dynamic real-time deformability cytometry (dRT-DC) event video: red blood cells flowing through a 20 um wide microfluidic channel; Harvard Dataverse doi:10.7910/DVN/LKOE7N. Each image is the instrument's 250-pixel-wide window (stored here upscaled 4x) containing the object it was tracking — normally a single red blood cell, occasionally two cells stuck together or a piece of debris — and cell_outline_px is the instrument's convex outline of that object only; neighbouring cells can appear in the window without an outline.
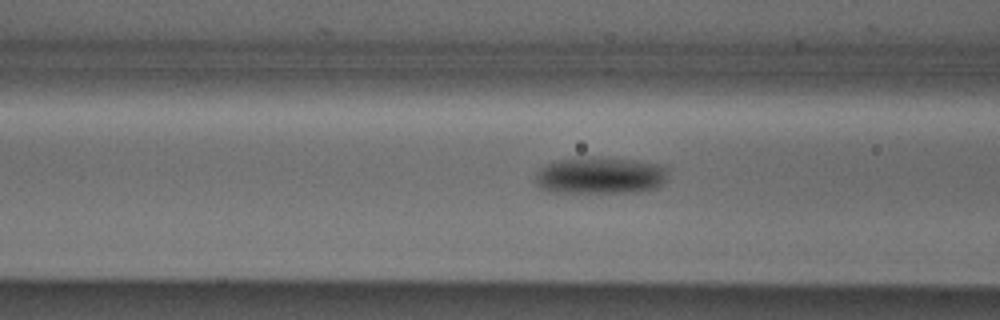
{"species": "Egyptian fruit bat (a non-hibernating species)", "species_latin": "Rousettus aegyptiacus", "temperature_condition": "cold", "stored_images_in_passage": 16, "camera_frame_rate_fps": 3000, "um_per_image_px": 0.085, "animal": {"sex": "male"}, "frame": {"image": 1, "passage_image": 14, "time_ms": 4.333, "image_size_px": [1000, 320], "cell_outline_px": [[668, 168], [664, 184], [656, 188], [636, 192], [552, 192], [540, 188], [536, 184], [536, 172], [544, 164], [556, 160], [592, 156], [640, 160], [660, 164]], "centroid_in_image_um": [51.03, 14.9], "position_along_channel_um": 115.6, "area_um2": 29.02}}